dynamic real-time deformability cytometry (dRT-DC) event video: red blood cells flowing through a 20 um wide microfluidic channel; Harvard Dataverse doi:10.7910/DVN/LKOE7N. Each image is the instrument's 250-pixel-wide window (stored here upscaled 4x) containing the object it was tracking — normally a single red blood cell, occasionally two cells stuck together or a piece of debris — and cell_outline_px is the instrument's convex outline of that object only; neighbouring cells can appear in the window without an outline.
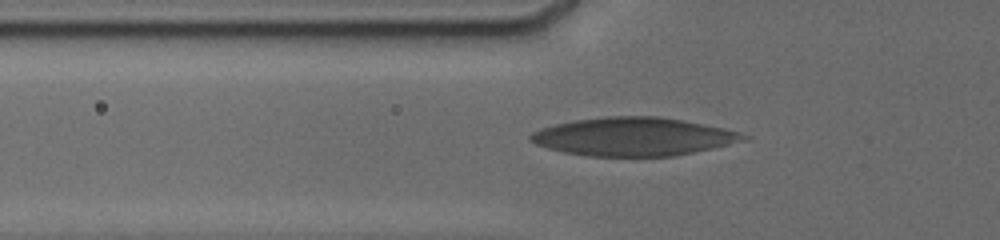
{"species": "human", "species_latin": "Homo sapiens", "temperature_condition": "cold", "stored_images_in_passage": 11, "camera_frame_rate_fps": 3000, "um_per_image_px": 0.085, "donor": {"sex": "male"}, "frame": {"image": 1, "passage_image": 10, "time_ms": 6.667, "image_size_px": [1000, 240], "cell_outline_px": [[752, 140], [672, 156], [588, 156], [564, 152], [548, 148], [536, 144], [528, 140], [528, 136], [532, 132], [540, 128], [556, 124], [576, 120], [608, 116], [656, 116], [680, 120], [724, 128], [752, 136]], "centroid_in_image_um": [53.86, 11.62], "position_along_channel_um": 71.9, "area_um2": 47.45}}